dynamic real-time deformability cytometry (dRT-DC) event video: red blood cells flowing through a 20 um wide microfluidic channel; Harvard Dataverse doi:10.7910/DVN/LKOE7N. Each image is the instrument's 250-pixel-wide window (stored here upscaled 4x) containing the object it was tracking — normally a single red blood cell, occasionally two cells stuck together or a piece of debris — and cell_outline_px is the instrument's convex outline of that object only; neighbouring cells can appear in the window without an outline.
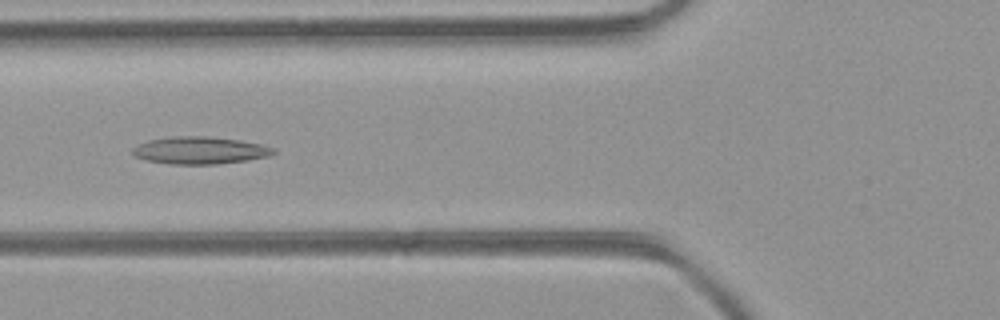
{"species": "common noctule bat (a hibernating species)", "species_latin": "Nyctalus noctula", "temperature_condition": "room temperature", "stored_images_in_passage": 34, "camera_frame_rate_fps": 3000, "um_per_image_px": 0.085, "animal": {"sex": "female", "body_mass_g": 21.9}, "frame": {"image": 1, "passage_image": 5, "time_ms": 1.333, "image_size_px": [1000, 320], "cell_outline_px": [[276, 152], [268, 156], [248, 160], [216, 164], [168, 164], [144, 160], [132, 156], [132, 148], [148, 140], [172, 136], [204, 136], [240, 140], [260, 144], [272, 148]], "centroid_in_image_um": [16.93, 12.79], "position_along_channel_um": 108.9, "area_um2": 22.43}}
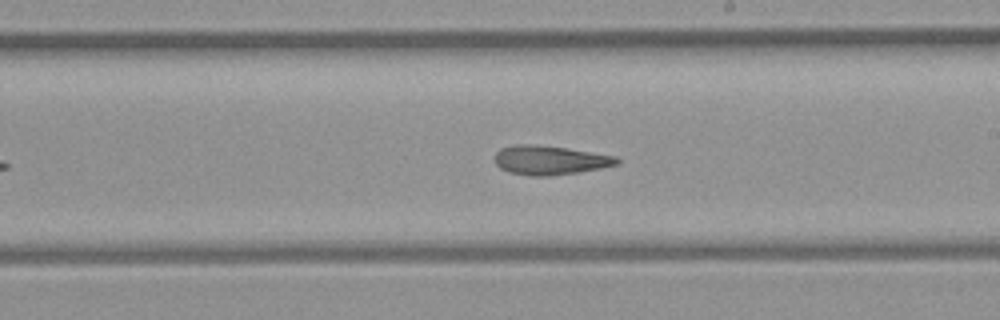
{"frame": {"image": 2, "passage_image": 14, "time_ms": 4.333, "image_size_px": [1000, 320], "cell_outline_px": [[620, 164], [580, 172], [548, 176], [532, 176], [508, 172], [500, 168], [496, 164], [496, 152], [500, 148], [516, 144], [532, 144], [564, 148], [616, 156], [620, 160]], "centroid_in_image_um": [46.74, 13.62], "position_along_channel_um": 242.3, "area_um2": 20.63}}
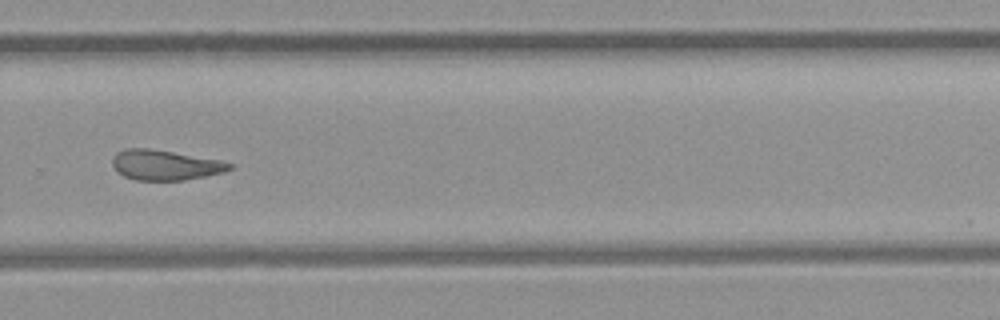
{"frame": {"image": 3, "passage_image": 19, "time_ms": 6.0, "image_size_px": [1000, 320], "cell_outline_px": [[232, 168], [224, 172], [184, 180], [136, 180], [124, 176], [116, 172], [112, 164], [112, 156], [116, 152], [128, 148], [148, 148], [220, 160], [232, 164]], "centroid_in_image_um": [13.98, 14.03], "position_along_channel_um": 315.8, "area_um2": 20.46}, "authors_computed_cell_mechanics": {"area_um2": 21.0392, "velocity_mm_per_s": 4.4293, "shape_relaxation_time_tau1_ms": null, "shape_relaxation_time_tau2_ms": 5.795, "deformation_change_tau1": null, "deformation_change_tau2": 0.1758}}